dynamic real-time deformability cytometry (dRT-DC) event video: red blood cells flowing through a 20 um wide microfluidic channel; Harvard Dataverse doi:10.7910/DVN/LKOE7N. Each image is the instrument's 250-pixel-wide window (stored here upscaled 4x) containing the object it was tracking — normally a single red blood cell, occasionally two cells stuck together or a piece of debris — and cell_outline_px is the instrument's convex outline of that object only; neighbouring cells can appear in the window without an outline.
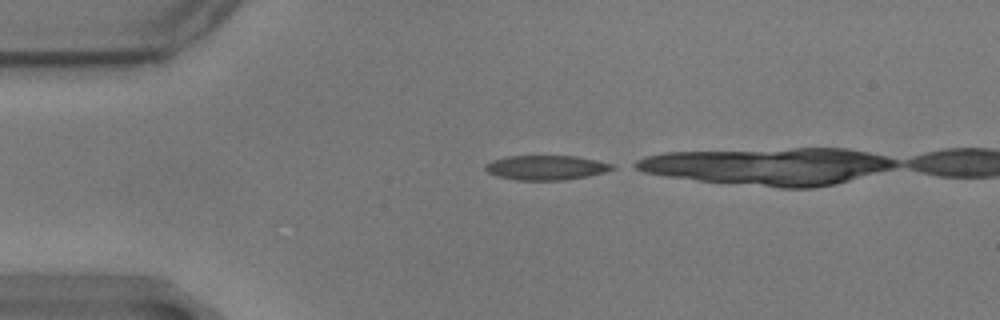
{"species": "common noctule bat (a hibernating species)", "species_latin": "Nyctalus noctula", "temperature_condition": "warm", "stored_images_in_passage": 12, "camera_frame_rate_fps": 3000, "um_per_image_px": 0.085, "animal": {"sex": "male", "body_mass_g": 17.9}, "frame": {"image": 1, "passage_image": 1, "time_ms": 0.0, "image_size_px": [1000, 320], "cell_outline_px": [[616, 168], [604, 172], [588, 176], [564, 180], [516, 180], [496, 176], [488, 172], [484, 168], [484, 164], [492, 160], [508, 156], [576, 156], [616, 164]], "centroid_in_image_um": [46.43, 14.24], "position_along_channel_um": 38.6, "area_um2": 18.32}}
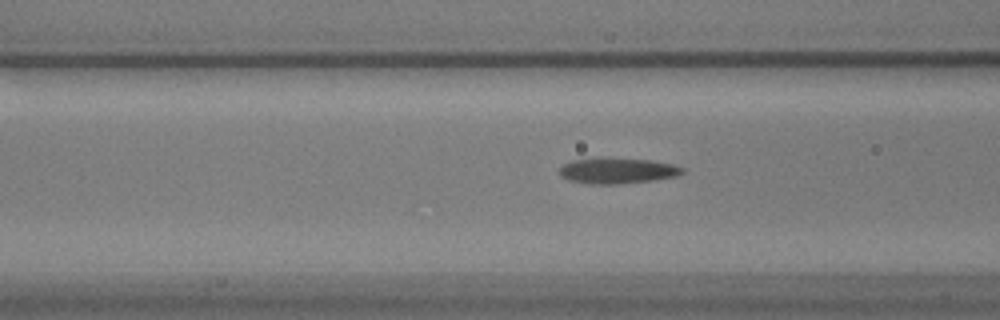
{"frame": {"image": 2, "passage_image": 10, "time_ms": 3.0, "image_size_px": [1000, 320], "cell_outline_px": [[684, 172], [676, 176], [652, 180], [616, 184], [588, 184], [568, 180], [560, 176], [560, 168], [564, 164], [572, 160], [652, 160], [672, 164], [684, 168]], "centroid_in_image_um": [52.49, 14.55], "position_along_channel_um": 114.1, "area_um2": 17.63}}